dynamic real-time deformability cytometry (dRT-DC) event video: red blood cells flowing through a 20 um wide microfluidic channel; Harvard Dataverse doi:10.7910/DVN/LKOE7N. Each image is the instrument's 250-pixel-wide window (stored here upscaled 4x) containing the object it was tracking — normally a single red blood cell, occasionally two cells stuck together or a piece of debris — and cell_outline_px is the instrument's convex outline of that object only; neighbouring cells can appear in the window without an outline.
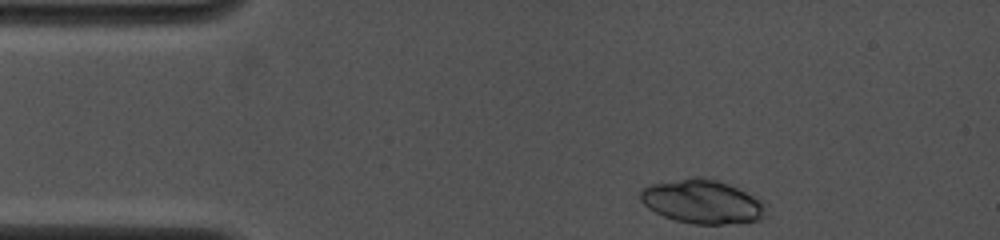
{"species": "common noctule bat (a hibernating species)", "species_latin": "Nyctalus noctula", "temperature_condition": "cold", "stored_images_in_passage": 7, "camera_frame_rate_fps": 4000, "um_per_image_px": 0.085, "animal": {"sex": "female", "body_mass_g": 19.0, "forearm_length_mm": 53.3}, "frame": {"image": 1, "passage_image": 1, "time_ms": 0.0, "image_size_px": [1000, 240], "cell_outline_px": [[768, 216], [760, 220], [744, 224], [692, 224], [676, 220], [664, 216], [648, 208], [640, 200], [640, 192], [644, 188], [652, 184], [692, 176], [700, 176], [716, 180], [728, 184], [764, 200]], "centroid_in_image_um": [59.77, 17.16], "position_along_channel_um": 25.2, "area_um2": 32.54}}